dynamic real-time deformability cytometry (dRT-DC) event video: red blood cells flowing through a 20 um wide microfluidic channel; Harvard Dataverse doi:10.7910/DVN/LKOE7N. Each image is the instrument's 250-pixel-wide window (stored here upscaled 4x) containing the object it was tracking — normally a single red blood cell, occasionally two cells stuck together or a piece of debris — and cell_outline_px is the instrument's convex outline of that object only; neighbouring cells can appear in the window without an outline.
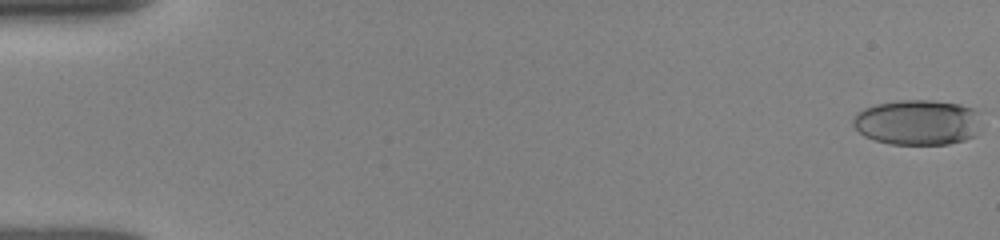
{"species": "human", "species_latin": "Homo sapiens", "temperature_condition": "room temperature", "stored_images_in_passage": 52, "camera_frame_rate_fps": 3000, "um_per_image_px": 0.085, "donor": {"sex": "female"}, "frame": {"image": 1, "passage_image": 1, "time_ms": 0.0, "image_size_px": [1000, 240], "cell_outline_px": [[976, 136], [964, 140], [948, 144], [892, 144], [876, 140], [864, 136], [852, 124], [852, 120], [864, 108], [876, 104], [896, 100], [932, 100], [960, 104], [976, 108]], "centroid_in_image_um": [77.96, 10.39], "position_along_channel_um": 7.0, "area_um2": 33.58}}
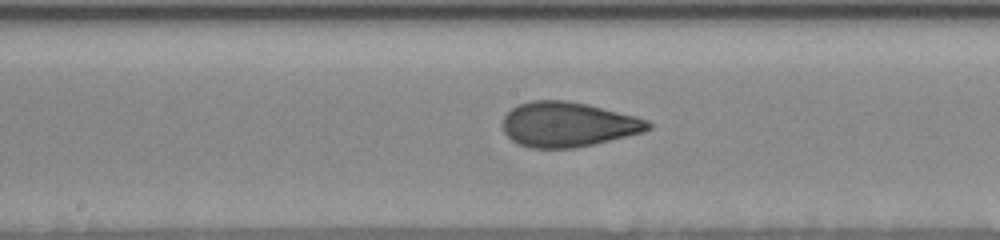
{"frame": {"image": 2, "passage_image": 28, "time_ms": 9.0, "image_size_px": [1000, 240], "cell_outline_px": [[652, 128], [644, 132], [576, 148], [528, 148], [516, 144], [504, 132], [500, 124], [504, 116], [512, 108], [528, 100], [564, 100], [588, 104], [636, 116], [648, 120], [652, 124]], "centroid_in_image_um": [48.26, 10.58], "position_along_channel_um": 199.9, "area_um2": 38.38}}
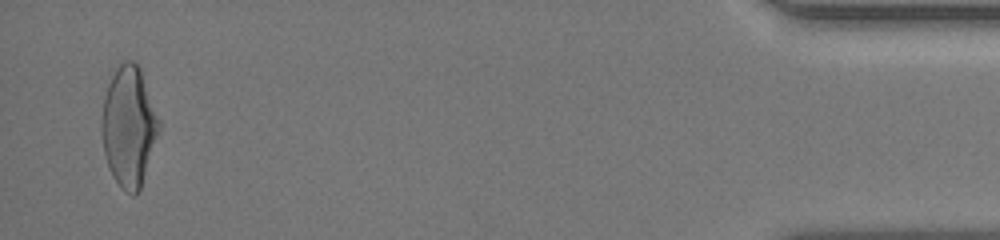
{"frame": {"image": 3, "passage_image": 51, "time_ms": 16.667, "image_size_px": [1000, 240], "cell_outline_px": [[160, 128], [140, 188], [132, 196], [120, 188], [112, 176], [104, 152], [100, 132], [100, 120], [104, 96], [108, 84], [116, 68], [124, 60], [132, 60], [140, 68], [160, 120]], "centroid_in_image_um": [10.92, 10.74], "position_along_channel_um": 424.3, "area_um2": 40.11}, "authors_computed_cell_mechanics": {"area_um2": 37.4544, "velocity_mm_per_s": 3.9246, "shape_relaxation_time_tau1_ms": 4.8575, "shape_relaxation_time_tau2_ms": 0.8969, "deformation_change_tau1": 0.1752, "deformation_change_tau2": 0.0744}}